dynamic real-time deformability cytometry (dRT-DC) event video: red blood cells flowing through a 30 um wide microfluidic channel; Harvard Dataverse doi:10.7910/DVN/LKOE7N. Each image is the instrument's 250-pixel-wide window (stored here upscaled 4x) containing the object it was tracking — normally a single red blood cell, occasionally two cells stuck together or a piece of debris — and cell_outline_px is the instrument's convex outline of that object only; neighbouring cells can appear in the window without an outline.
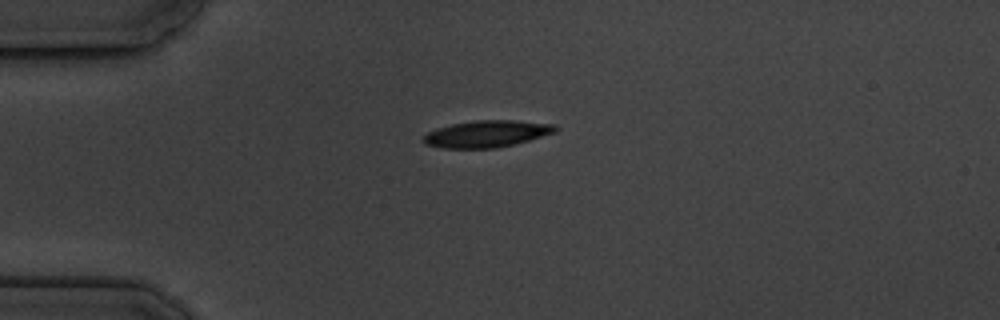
{"species": "common noctule bat (a hibernating species)", "species_latin": "Nyctalus noctula", "temperature_condition": "cold", "stored_images_in_passage": 3, "camera_frame_rate_fps": 3000, "um_per_image_px": 0.085, "animal": {"sex": "male", "body_mass_g": 19.5, "forearm_length_mm": 54.6}, "frame": {"image": 1, "passage_image": 1, "time_ms": 0.0, "image_size_px": [1000, 320], "cell_outline_px": [[560, 128], [556, 132], [528, 140], [496, 148], [444, 148], [424, 144], [420, 140], [428, 132], [436, 128], [452, 124], [476, 120], [516, 120], [556, 124]], "centroid_in_image_um": [41.38, 11.37], "position_along_channel_um": 43.6, "area_um2": 20.69}}